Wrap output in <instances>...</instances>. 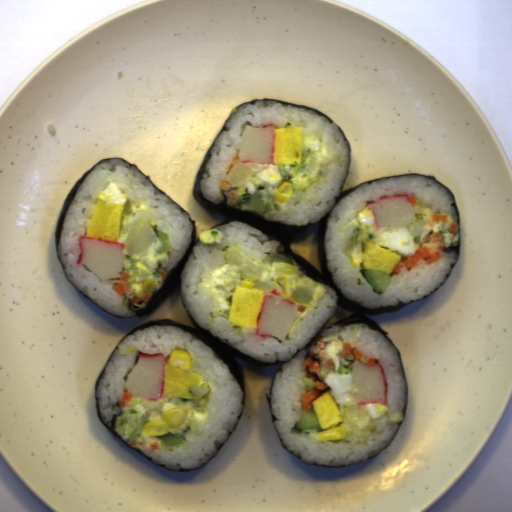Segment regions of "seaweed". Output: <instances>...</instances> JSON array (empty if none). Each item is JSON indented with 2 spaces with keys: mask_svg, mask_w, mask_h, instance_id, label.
Segmentation results:
<instances>
[{
  "mask_svg": "<svg viewBox=\"0 0 512 512\" xmlns=\"http://www.w3.org/2000/svg\"><path fill=\"white\" fill-rule=\"evenodd\" d=\"M256 101H278L282 105H293V106H295L297 108H305V109L312 110L315 113H317L319 116H324V118L327 119L330 124L333 122L338 127L340 134L343 135L344 141H348V140H347V138H346L342 128L339 125H337L325 113L319 111L318 109H316V108H314L312 106H307V105L298 104V103H294V102L281 101V100H277V99H274V98H268V97L254 98V99H252L250 101H247L245 103L237 104L231 110V112L229 113L228 117L224 121L223 125L219 129V131L216 134V136L214 137L213 141L211 142V144H210V146H209V148H208V150H207V152H206V154H205V156H204V158L202 160V163H201V165H200V167H199V169H198V171L196 173V176H195V179H194V183H193V186H192V195H193L195 201L208 214H210L216 221H218L221 224V226H224V225H226L229 222H240V223H244V224H247L249 226H252V227L258 229L259 231H261L262 233H264L268 237V241L269 240H276L277 242H279L280 246L277 248L275 253H281V254L289 257L291 262H292V264H293V266L296 267L303 275H305L309 279L314 280V281H316L318 283L327 285L328 287H330L331 289L334 290V292H335V294L337 296V303H336L335 310L333 311L331 316L319 327V329L314 333V335L305 344V346L303 348H301V349H298L296 351V353L288 361H279L277 359V360H275L272 363H267V362L255 359L253 357H250V356L246 355L245 353H243L242 351H240L234 345H232L227 339H220L219 337L214 336L212 334V332L210 331V329H203L196 322V320L191 315V313H190V311L188 309V306H187V304H186V302H185V300L183 298L182 282H181V275H182V273H183V271H184V269H185V267H186V265L188 263V260H189V258L191 256L195 246L197 245V243L200 240V238L196 240V235H197L196 221L194 220V218L191 216V214L186 209H184L179 203H177L166 192H164L163 190L158 188L154 184V182L150 179V175H146L135 164L127 161L124 158H120V157H115V156L114 157H104L103 159H101L100 161L95 163L93 166H91L70 187V189L68 190V192L66 193V195L64 197L61 209H60L59 214H58L57 223H56V229H55V234H54V243H55V252H56V256H57V260L59 262V265H60V267L62 269V272H63L64 276L70 282V284L74 287V289L77 292H79L81 295H83L86 299H88L90 302L95 304L96 306H98V305L96 303H94L89 297H87L82 291L77 289L75 287V285L72 283V281L64 273L63 266H62V264L60 262L59 255H58V242H59V239H60V235H61V231H62V225H63V221H64V218H65L66 212H67V210H68V208H69V206H70V204H71V202H72L76 192L78 191L81 183L84 181V179L87 177V175L98 164H100L104 160H107V159H110V158L123 159L124 161H126L130 165L134 166L156 188H158L160 191H162L164 194H166L172 201H174L183 211H185L190 216V218L192 220L193 230H192V234H191V244H190L188 250L186 251V253H185L184 257L181 259V261L176 265V267L173 270H171L170 272H167L168 275H167L165 280L162 281L161 277L159 279H157V289H156V292H154L152 294V296L149 299V301L147 303L143 302V301H140L139 304H133L131 302L130 298L127 297L124 305L127 306L128 308H130L131 310H133L136 316H130V317L129 316H116V315H114L112 313H109V312L105 311L100 306H98L100 309H102L103 311H105L109 315H112V316L117 317L119 319L145 318V317H147L149 315L154 314L157 311V309L164 303V301L172 294V292L175 289H177V292H178V295L180 297L182 306H183L185 312L187 313L188 317L190 318L191 322L194 325V327H193V326L188 325L186 323L179 322V321H176V320H172V319H169V318L168 319H150L148 321H145V322H143L141 324L136 325L135 327H133L131 330H129L128 332H126L123 335V337L120 339V341L114 347V349L111 351L110 355L108 356L107 360L105 361V363H104L103 367L101 368V370H100V372H99V374H98V376L96 378V381L94 383L96 416H97L99 422L103 425V427L109 432V434L112 437H114L115 439H117L118 441H120L121 443H123L124 445H126L127 447H129L130 449H132L133 451H135L136 453H138L139 455H141L142 457H144L145 459H147L148 461H150L151 463L157 465L160 468H164L165 469L164 465H159L156 462L152 461V456H145L139 449L131 448L129 445H127L118 436V434L114 431V430H116L114 428L115 420L107 424L105 421L102 420V417H101L100 408H99V404H98V399H97V395H96L97 386H98V383H99V381H100V379L102 377V374L104 372V369H105L106 365L108 364V362L110 361V359H111L113 353L115 352L116 348L119 346V344L122 342V340L124 338H126L127 336H129L130 334L135 332L136 330H141V329L153 326V325H165V326H171V327H178L180 329H183L185 331L193 333L203 343H205L208 347H210L212 350H214L215 351V357L219 358L220 360L224 361L227 364V366L230 368L231 374L237 379V381L240 384V386L242 388V391L244 393L242 404L245 405V407H244L243 411L241 412V414L239 415V419L236 422V424H235V426L233 428L232 433L229 432L230 437H231V435L233 434V432L237 428V426H238V424H239V422H240V420H241V418L243 416V413H244V411L246 409V375H245L243 366L235 358V356H237V357H239L241 359H244V360H246V361H248V362H250V363H252L254 365H262V366H270V367L275 365V364H277V363H283L282 365H285L289 361H291L297 355V353L300 350H305L306 353H307L309 348L312 346V344L315 341L319 340L320 335H321V333H322L324 328H329V327H334V326L360 325V324H364L365 323L371 329H373V330H375L377 332H380L386 339H388L393 344V346H394V348H395V350H396V352L398 354V357H399V360H400V363H401V366H402V369H403V372H404V375H405L406 385H407L405 414H404V419H403V421H402V423H401V425H400V427H399V429H398V431H397V433H396V435L394 437V439H395L396 436L399 434V432H400V430H401V428H402V426L404 424V421H405V418H406V414H407L408 404H409V386H408L407 375H406L405 367H404V364H403L401 352H400L399 348L397 347V345L395 344V342L389 337L388 332L382 326H380L379 324H377L374 321H372L366 315H380V314H386V313H391V312H397V311L401 310L402 308H404V307H406V306H408L410 304H413V303H415V302H417L419 300H422V299H424V298H426L428 296H431V295H433L437 290H439L446 283V281L449 279L451 274H447L446 281L443 283V285L439 289H435V290H433L431 292L430 295H425L423 298H420V299L415 300V301H411L409 304H402L401 302H398V305H393V306L384 307V308H370L369 309V308H366V307H362V302H353V301L348 299L343 294V292L336 286V284H335V282H334V280L332 278V275H331V273H330V271L328 269L327 261H326V256H325V246H324V237H325L327 219H328L332 209L335 207V205L340 200H342L346 195H348L350 192H352L354 189H356L358 186L362 185L365 182L371 184L375 179L391 178V177H398V176H404V175L422 176V177L431 179V180L435 181L436 183L442 185L446 189H448L450 194L453 197L454 205H455V208L457 210L458 218H459L458 245L450 247L449 250L448 249H444V251L445 252H453V251L456 250L457 253H458V259L460 257V249H461V219H460V211H459V208H458L457 200H456V197H455L454 193L451 191V189L449 187H447L444 183H442L440 180H438L434 175H429V174H424V173H416V172H409V173L381 176V177H378V178H375V179H371V180H368V181H365V182L358 183V184H356V185H354V186H352V187H350V188H348L346 190H343V188H344V186H343L339 196L335 197V204L332 207V209L330 210V212L326 213L325 216L321 220H319L318 222H315V223H310L309 222L306 225L282 224L279 221H268V220H266L262 216V214H260L258 212H254V211H250V210L249 211H240L238 209H235L236 204L233 203L225 194L223 196L222 201L219 202V203H214L212 200H210L207 196H205L203 194L202 185H201V180L203 178L204 172H205L206 167H207V165H208V163H209V161H210V159L212 157L210 152L213 149V147H214L218 137L221 135V133L223 131H228L225 126H226L228 120L230 119L231 115L234 114L235 112H237L239 107H241V106H243V105H245L247 103H250L251 105L255 104ZM314 230L316 231V233L318 235V248H319V258H320L321 273L307 259H305L304 257L300 256L299 254L293 252L292 249L290 248L292 243H300V242L304 241L305 239H307ZM455 265L456 264H452V271H453ZM452 271H451V273H452ZM340 307L343 308V309H346V310H348L350 312H353L355 314H353V315H351V316H349V317H347V318H345V319H343V320H341L339 322H336L334 324L326 326L328 321L332 318V316L337 312V310ZM305 358H307V355H306ZM278 370H277V372H278ZM275 374H274V376H275ZM274 376H273V379H272L269 395H267L266 393H265V395H266V399H267V403H268V408H269V413H270V417H271L272 426H273V428H274V430H275V432L277 434V437H278L282 447L288 453H290L295 458H297L299 461H301L302 463H305L307 465H311V466H315V467H319V468H335V469L336 468H341V467H347V466L354 465V464H350V465H345V466H340V467L339 466H318L315 463H310V464L306 463V462H304V461H302L300 459L299 455L296 457L293 454L292 451H288L287 445H284L283 439L280 438V436H279V434H278V432H277V430L275 428L274 421H277L279 419L271 412V395H272V386H273ZM229 438L225 442H223L221 444V446L219 447V449L216 452V454L213 455L212 457H210L202 466H199V467H196V468H193V469H178V470L177 469H169V470H173V471H191L192 472V471L198 470L200 468L206 467L219 454V452L223 449V447L228 442ZM394 439L390 442V444L394 441ZM389 445L384 450H382L380 453L385 451L389 447ZM379 454L374 455V456L368 458L367 460L375 458ZM367 460H365V461H367ZM365 461H362V462H365ZM362 462H358V463H362ZM358 463H355V464H358Z\"/></svg>",
  "mask_w": 512,
  "mask_h": 512,
  "instance_id": "1faa68ee",
  "label": "seaweed"
}]
</instances>
